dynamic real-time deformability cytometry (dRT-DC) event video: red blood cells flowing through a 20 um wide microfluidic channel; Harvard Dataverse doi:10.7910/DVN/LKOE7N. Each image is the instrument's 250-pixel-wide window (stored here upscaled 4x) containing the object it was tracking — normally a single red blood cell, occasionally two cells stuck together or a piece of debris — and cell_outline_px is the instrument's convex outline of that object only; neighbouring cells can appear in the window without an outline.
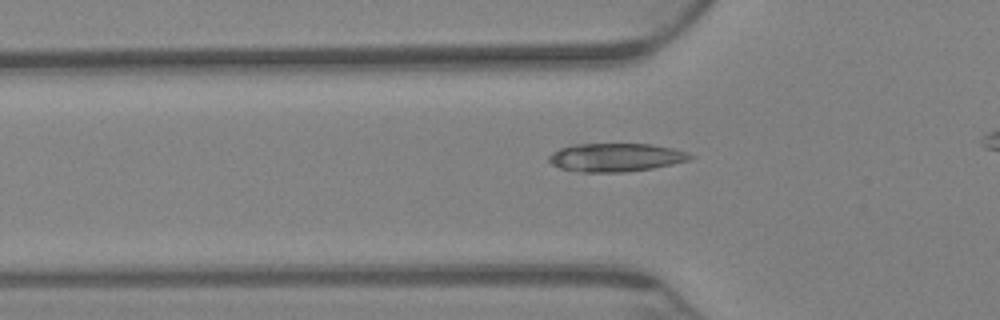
{"species": "Egyptian fruit bat (a non-hibernating species)", "species_latin": "Rousettus aegyptiacus", "temperature_condition": "warm", "stored_images_in_passage": 26, "camera_frame_rate_fps": 3000, "um_per_image_px": 0.085, "animal": {"sex": "female"}, "frame": {"image": 1, "passage_image": 7, "time_ms": 2.0, "image_size_px": [1000, 320], "cell_outline_px": [[696, 156], [688, 160], [672, 164], [652, 168], [624, 172], [584, 172], [560, 168], [552, 164], [548, 160], [548, 156], [552, 152], [560, 148], [572, 144], [652, 144], [672, 148]], "centroid_in_image_um": [52.31, 13.37], "position_along_channel_um": 73.5, "area_um2": 23.24}}
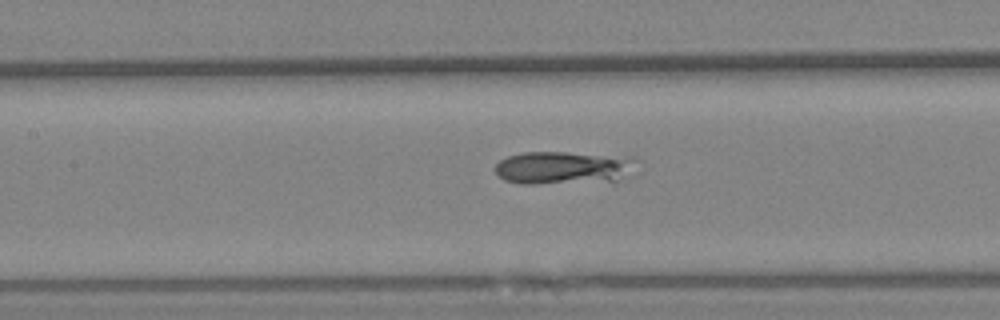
{"frame": {"image": 2, "passage_image": 16, "time_ms": 5.0, "image_size_px": [1000, 320], "cell_outline_px": [[636, 160], [616, 180], [532, 184], [520, 184], [504, 180], [496, 172], [496, 164], [500, 160], [508, 156], [524, 152], [564, 152], [636, 156]], "centroid_in_image_um": [47.78, 14.23], "position_along_channel_um": 159.6, "area_um2": 26.53}}
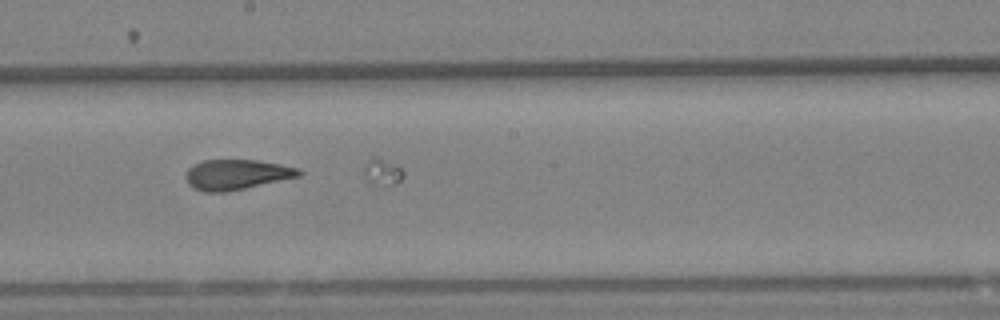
{"frame": {"image": 3, "passage_image": 23, "time_ms": 7.333, "image_size_px": [1000, 320], "cell_outline_px": [[304, 172], [300, 176], [244, 188], [224, 192], [204, 192], [188, 184], [184, 176], [188, 168], [204, 160], [256, 160], [280, 164], [300, 168]], "centroid_in_image_um": [20.12, 14.83], "position_along_channel_um": 228.1, "area_um2": 19.77}}